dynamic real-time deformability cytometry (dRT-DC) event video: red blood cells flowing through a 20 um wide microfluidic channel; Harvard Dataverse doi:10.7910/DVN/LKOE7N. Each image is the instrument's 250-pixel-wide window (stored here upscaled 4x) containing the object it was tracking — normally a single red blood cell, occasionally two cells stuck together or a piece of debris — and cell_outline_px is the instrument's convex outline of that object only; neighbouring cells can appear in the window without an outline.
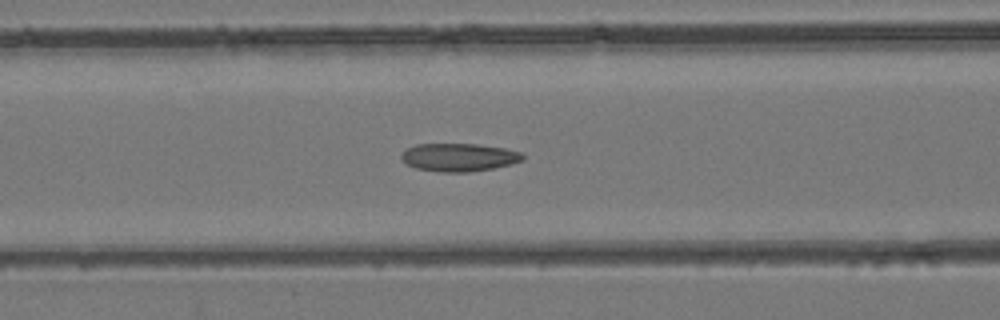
{"species": "common noctule bat (a hibernating species)", "species_latin": "Nyctalus noctula", "temperature_condition": "room temperature", "stored_images_in_passage": 49, "camera_frame_rate_fps": 3000, "um_per_image_px": 0.085, "animal": {"sex": "female", "body_mass_g": 24.6, "forearm_length_mm": 56.2}, "frame": {"image": 1, "passage_image": 20, "time_ms": 6.333, "image_size_px": [1000, 320], "cell_outline_px": [[524, 160], [512, 164], [492, 168], [468, 172], [444, 172], [416, 168], [408, 164], [400, 156], [408, 148], [416, 144], [476, 144], [504, 148], [520, 152], [524, 156]], "centroid_in_image_um": [39.04, 13.37], "position_along_channel_um": 127.6, "area_um2": 19.59}}
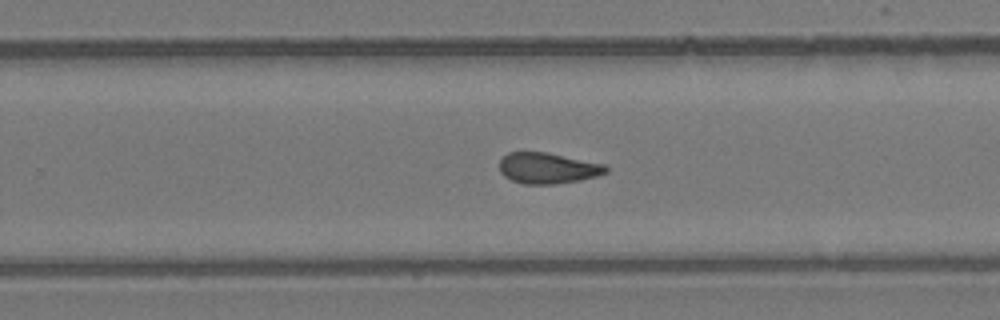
{"frame": {"image": 2, "passage_image": 31, "time_ms": 10.0, "image_size_px": [1000, 320], "cell_outline_px": [[608, 172], [596, 176], [580, 180], [556, 184], [524, 184], [512, 180], [504, 176], [500, 172], [500, 160], [508, 152], [548, 152], [604, 164], [608, 168]], "centroid_in_image_um": [46.56, 14.29], "position_along_channel_um": 283.2, "area_um2": 19.19}}
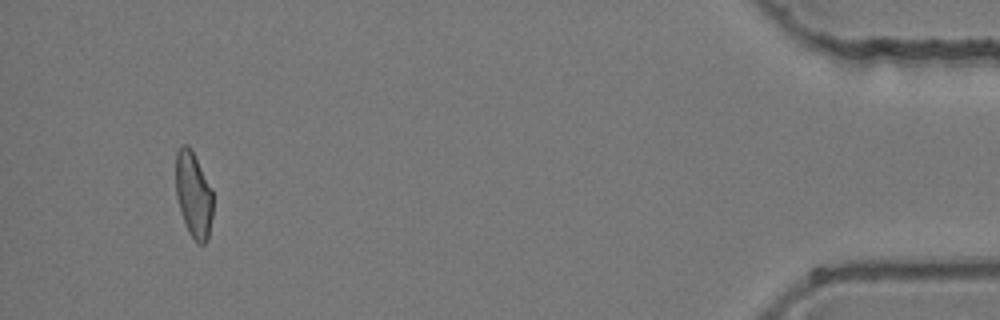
{"frame": {"image": 3, "passage_image": 46, "time_ms": 15.0, "image_size_px": [1000, 320], "cell_outline_px": [[212, 216], [208, 240], [204, 244], [196, 244], [188, 232], [176, 196], [176, 152], [184, 144], [188, 144], [212, 188]], "centroid_in_image_um": [16.46, 16.59], "position_along_channel_um": 418.7, "area_um2": 18.5}}